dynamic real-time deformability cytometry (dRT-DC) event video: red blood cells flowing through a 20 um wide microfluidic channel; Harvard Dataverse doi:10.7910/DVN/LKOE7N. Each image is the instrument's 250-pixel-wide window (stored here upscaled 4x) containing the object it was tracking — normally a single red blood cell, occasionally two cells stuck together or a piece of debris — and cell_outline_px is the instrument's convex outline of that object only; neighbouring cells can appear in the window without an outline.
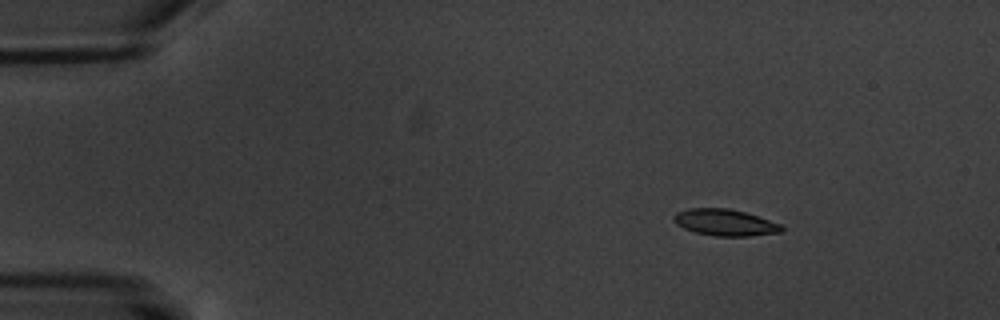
{"species": "common noctule bat (a hibernating species)", "species_latin": "Nyctalus noctula", "temperature_condition": "warm", "stored_images_in_passage": 5, "camera_frame_rate_fps": 3000, "um_per_image_px": 0.085, "animal": {"sex": "male", "body_mass_g": 20.1, "forearm_length_mm": 53.5}, "frame": {"image": 1, "passage_image": 3, "time_ms": 2.333, "image_size_px": [1000, 320], "cell_outline_px": [[784, 232], [748, 236], [712, 236], [696, 232], [684, 228], [676, 224], [672, 220], [672, 216], [676, 212], [688, 208], [728, 208], [744, 212], [780, 224], [784, 228]], "centroid_in_image_um": [61.59, 18.91], "position_along_channel_um": 23.4, "area_um2": 16.7}}
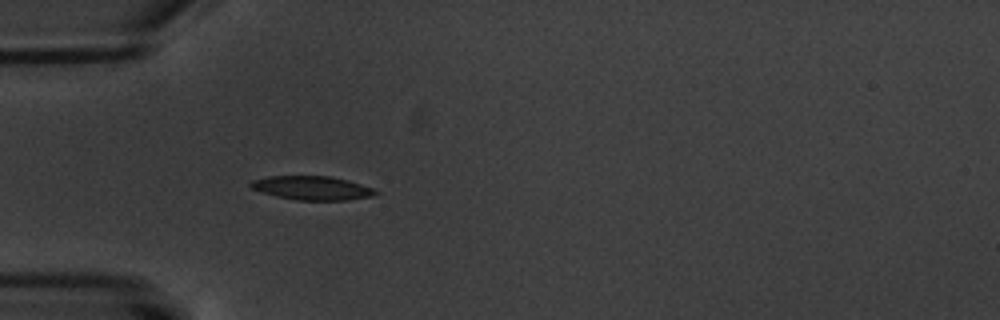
{"frame": {"image": 2, "passage_image": 5, "time_ms": 5.667, "image_size_px": [1000, 320], "cell_outline_px": [[380, 192], [372, 196], [348, 200], [296, 200], [276, 196], [252, 188], [248, 184], [252, 180], [268, 176], [332, 176], [348, 180], [372, 188]], "centroid_in_image_um": [26.54, 15.97], "position_along_channel_um": 58.5, "area_um2": 17.28}}